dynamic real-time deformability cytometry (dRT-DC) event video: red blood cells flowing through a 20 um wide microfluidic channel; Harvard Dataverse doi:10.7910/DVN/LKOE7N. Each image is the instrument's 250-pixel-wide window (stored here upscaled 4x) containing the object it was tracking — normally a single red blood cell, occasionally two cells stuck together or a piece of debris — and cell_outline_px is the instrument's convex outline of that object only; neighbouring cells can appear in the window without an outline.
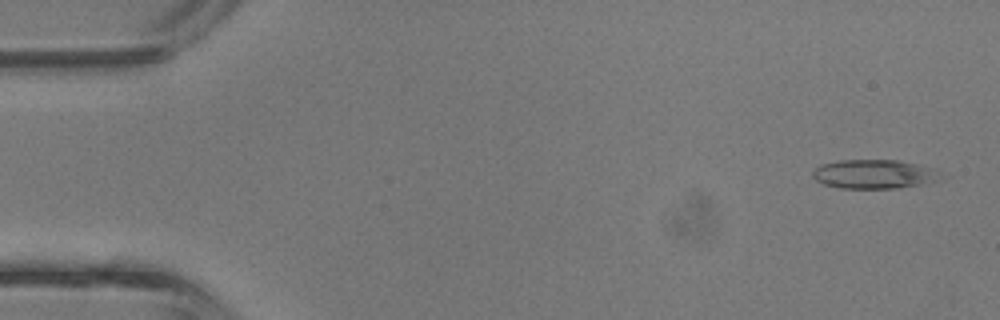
{"species": "common noctule bat (a hibernating species)", "species_latin": "Nyctalus noctula", "temperature_condition": "room temperature", "stored_images_in_passage": 3, "camera_frame_rate_fps": 3000, "um_per_image_px": 0.085, "animal": {"sex": "male", "body_mass_g": 13.3}, "frame": {"image": 1, "passage_image": 1, "time_ms": 0.0, "image_size_px": [1000, 320], "cell_outline_px": [[952, 176], [944, 180], [896, 188], [840, 188], [824, 184], [816, 180], [812, 176], [812, 172], [820, 164], [836, 160], [900, 160], [916, 164], [944, 172]], "centroid_in_image_um": [74.41, 14.8], "position_along_channel_um": 10.6, "area_um2": 22.14}}